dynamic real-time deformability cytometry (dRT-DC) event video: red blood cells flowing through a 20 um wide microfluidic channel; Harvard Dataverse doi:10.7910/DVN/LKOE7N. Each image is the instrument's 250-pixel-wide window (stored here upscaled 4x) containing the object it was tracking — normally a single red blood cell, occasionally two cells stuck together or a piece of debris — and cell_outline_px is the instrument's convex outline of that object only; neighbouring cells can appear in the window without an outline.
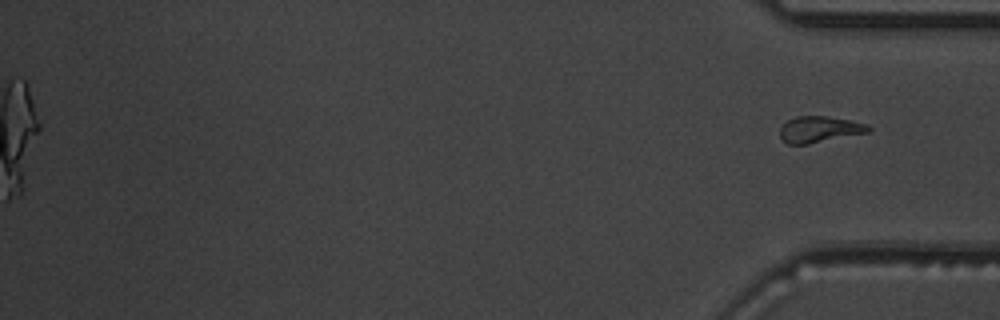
{"species": "common noctule bat (a hibernating species)", "species_latin": "Nyctalus noctula", "temperature_condition": "warm", "stored_images_in_passage": 55, "camera_frame_rate_fps": 3000, "um_per_image_px": 0.085, "animal": {"sex": "male", "body_mass_g": 19.5, "forearm_length_mm": 54.6}, "frame": {"image": 1, "passage_image": 55, "time_ms": 18.0, "image_size_px": [1000, 320], "cell_outline_px": [[872, 132], [808, 144], [788, 144], [780, 136], [780, 128], [788, 120], [796, 116], [828, 116], [868, 124], [872, 128]], "centroid_in_image_um": [69.71, 11.0], "position_along_channel_um": 365.5, "area_um2": 13.58}}